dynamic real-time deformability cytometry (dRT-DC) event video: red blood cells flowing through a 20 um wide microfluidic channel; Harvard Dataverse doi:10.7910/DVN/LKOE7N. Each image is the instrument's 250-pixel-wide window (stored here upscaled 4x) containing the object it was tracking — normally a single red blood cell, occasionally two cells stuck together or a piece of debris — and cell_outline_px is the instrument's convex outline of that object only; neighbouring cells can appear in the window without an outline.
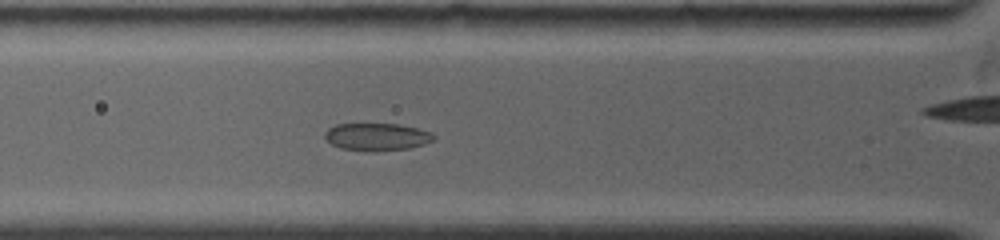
{"species": "common noctule bat (a hibernating species)", "species_latin": "Nyctalus noctula", "temperature_condition": "warm", "stored_images_in_passage": 6, "segment_of_instrument_passage": [1, 2], "camera_frame_rate_fps": 5000, "um_per_image_px": 0.085, "animal": {"sex": "female", "body_mass_g": 19.0, "forearm_length_mm": 53.3}, "frame": {"image": 1, "passage_image": 3, "time_ms": 1.4, "image_size_px": [1000, 240], "cell_outline_px": [[436, 140], [424, 144], [408, 148], [340, 148], [332, 144], [324, 136], [324, 132], [328, 128], [336, 124], [396, 124], [416, 128], [432, 132], [436, 136]], "centroid_in_image_um": [32.06, 11.57], "position_along_channel_um": 93.7, "area_um2": 16.53}}
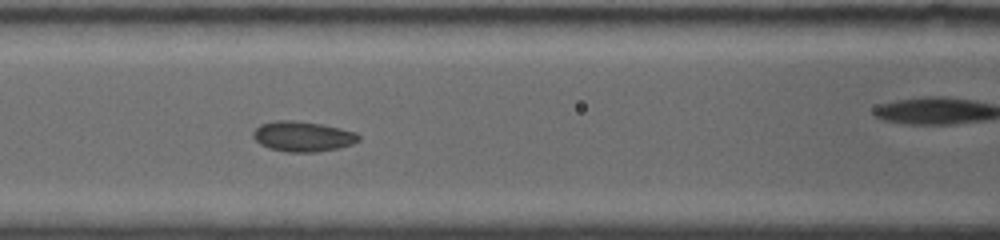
{"frame": {"image": 2, "passage_image": 5, "time_ms": 2.6, "image_size_px": [1000, 240], "cell_outline_px": [[360, 140], [352, 144], [340, 148], [316, 152], [288, 152], [268, 148], [260, 144], [252, 136], [252, 132], [260, 124], [276, 120], [296, 120], [320, 124], [340, 128], [356, 132], [360, 136]], "centroid_in_image_um": [25.73, 11.59], "position_along_channel_um": 140.9, "area_um2": 18.73}}